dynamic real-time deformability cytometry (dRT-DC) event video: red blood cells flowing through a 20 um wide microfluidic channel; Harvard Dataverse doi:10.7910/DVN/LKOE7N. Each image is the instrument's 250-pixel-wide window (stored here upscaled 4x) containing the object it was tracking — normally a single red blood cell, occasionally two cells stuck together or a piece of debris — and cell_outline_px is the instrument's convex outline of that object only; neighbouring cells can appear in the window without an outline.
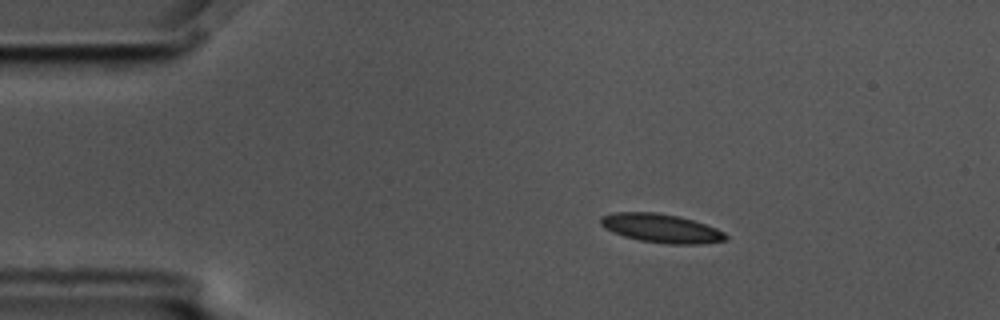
{"species": "common noctule bat (a hibernating species)", "species_latin": "Nyctalus noctula", "temperature_condition": "cold", "stored_images_in_passage": 5, "camera_frame_rate_fps": 3000, "um_per_image_px": 0.085, "animal": {"sex": "male", "body_mass_g": 17.5, "forearm_length_mm": 52.3}, "frame": {"image": 1, "passage_image": 2, "time_ms": 0.333, "image_size_px": [1000, 320], "cell_outline_px": [[728, 240], [700, 244], [668, 244], [640, 240], [624, 236], [612, 232], [604, 228], [600, 224], [600, 216], [612, 212], [656, 212], [680, 216], [716, 228], [724, 232], [728, 236]], "centroid_in_image_um": [56.18, 19.4], "position_along_channel_um": 28.8, "area_um2": 21.1}}
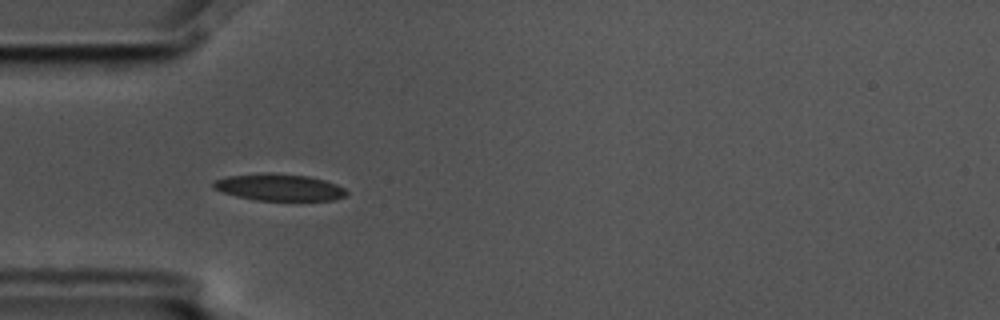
{"frame": {"image": 2, "passage_image": 4, "time_ms": 1.0, "image_size_px": [1000, 320], "cell_outline_px": [[348, 192], [344, 196], [336, 200], [256, 200], [236, 196], [212, 188], [212, 184], [216, 180], [228, 176], [264, 172], [268, 172], [308, 176], [324, 180], [336, 184], [344, 188]], "centroid_in_image_um": [23.73, 15.91], "position_along_channel_um": 61.3, "area_um2": 20.75}}